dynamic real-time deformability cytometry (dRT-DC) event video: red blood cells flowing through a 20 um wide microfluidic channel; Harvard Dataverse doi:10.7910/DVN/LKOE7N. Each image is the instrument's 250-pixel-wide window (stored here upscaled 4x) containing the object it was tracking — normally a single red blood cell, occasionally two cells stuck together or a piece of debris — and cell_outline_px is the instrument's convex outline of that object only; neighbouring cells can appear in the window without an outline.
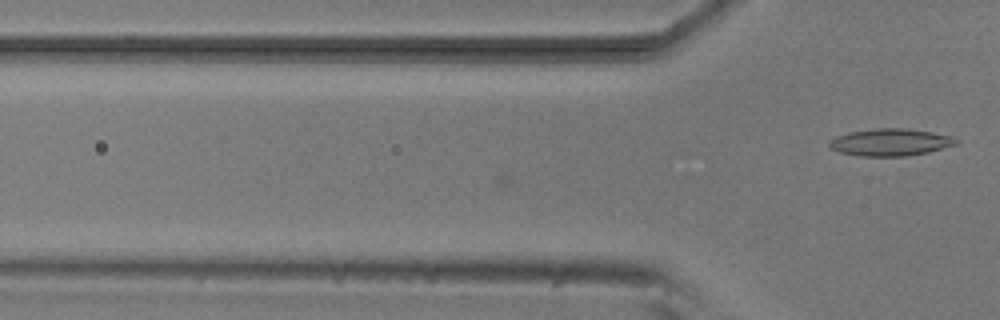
{"species": "common noctule bat (a hibernating species)", "species_latin": "Nyctalus noctula", "temperature_condition": "room temperature", "stored_images_in_passage": 3, "camera_frame_rate_fps": 3000, "um_per_image_px": 0.085, "animal": {"sex": "male", "body_mass_g": 20.5, "forearm_length_mm": 52.5}, "frame": {"image": 1, "passage_image": 3, "time_ms": 0.667, "image_size_px": [1000, 320], "cell_outline_px": [[956, 144], [928, 152], [908, 156], [860, 156], [840, 152], [828, 148], [828, 140], [836, 136], [848, 132], [872, 128], [904, 128], [932, 132], [952, 136], [956, 140]], "centroid_in_image_um": [75.61, 12.09], "position_along_channel_um": 50.2, "area_um2": 20.17}}